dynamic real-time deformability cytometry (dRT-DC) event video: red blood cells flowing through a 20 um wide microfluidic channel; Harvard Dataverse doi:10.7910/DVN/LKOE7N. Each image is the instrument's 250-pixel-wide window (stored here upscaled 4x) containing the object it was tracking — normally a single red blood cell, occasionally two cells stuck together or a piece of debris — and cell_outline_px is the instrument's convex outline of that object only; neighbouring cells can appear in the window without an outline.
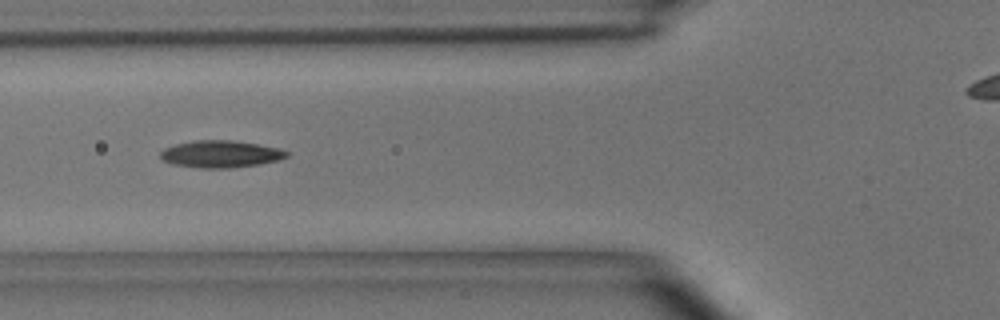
{"species": "common noctule bat (a hibernating species)", "species_latin": "Nyctalus noctula", "temperature_condition": "room temperature", "stored_images_in_passage": 30, "camera_frame_rate_fps": 3000, "um_per_image_px": 0.085, "animal": {"sex": "male", "body_mass_g": 15.6}, "frame": {"image": 1, "passage_image": 9, "time_ms": 2.667, "image_size_px": [1000, 320], "cell_outline_px": [[292, 152], [288, 156], [280, 160], [260, 164], [228, 168], [200, 168], [172, 164], [160, 160], [160, 152], [164, 148], [176, 144], [196, 140], [232, 140], [280, 148]], "centroid_in_image_um": [18.77, 13.1], "position_along_channel_um": 107.0, "area_um2": 20.11}}
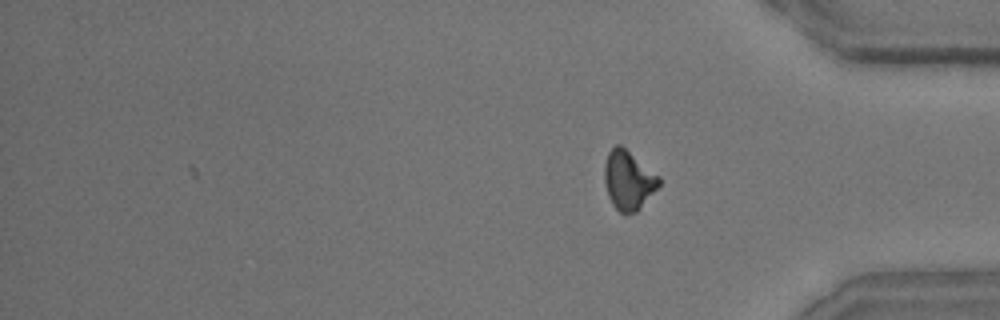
{"frame": {"image": 2, "passage_image": 30, "time_ms": 9.667, "image_size_px": [1000, 320], "cell_outline_px": [[660, 184], [636, 212], [624, 216], [612, 204], [608, 196], [604, 184], [604, 164], [608, 152], [616, 144], [620, 144], [660, 176]], "centroid_in_image_um": [53.39, 15.32], "position_along_channel_um": 381.8, "area_um2": 18.84}, "authors_computed_cell_mechanics": {"area_um2": 19.074, "velocity_mm_per_s": 4.0631, "shape_relaxation_time_tau1_ms": 3.1422, "shape_relaxation_time_tau2_ms": 5.608, "deformation_change_tau1": 0.1352, "deformation_change_tau2": 0.1508}}